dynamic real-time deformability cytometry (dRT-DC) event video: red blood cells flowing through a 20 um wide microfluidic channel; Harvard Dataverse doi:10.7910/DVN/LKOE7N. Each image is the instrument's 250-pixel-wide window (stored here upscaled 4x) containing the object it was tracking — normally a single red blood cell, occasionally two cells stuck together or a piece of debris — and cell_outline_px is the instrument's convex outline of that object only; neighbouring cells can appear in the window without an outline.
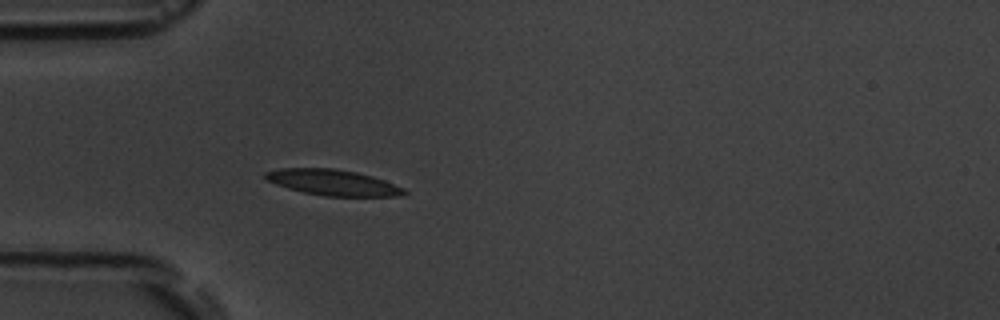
{"species": "common noctule bat (a hibernating species)", "species_latin": "Nyctalus noctula", "temperature_condition": "room temperature", "stored_images_in_passage": 5, "camera_frame_rate_fps": 3000, "um_per_image_px": 0.085, "animal": {"sex": "male", "body_mass_g": 19.5, "forearm_length_mm": 54.6}, "frame": {"image": 1, "passage_image": 5, "time_ms": 5.667, "image_size_px": [1000, 320], "cell_outline_px": [[408, 192], [400, 196], [324, 196], [304, 192], [288, 188], [276, 184], [268, 180], [264, 176], [264, 172], [280, 168], [332, 168], [356, 172], [372, 176], [384, 180], [404, 188]], "centroid_in_image_um": [28.3, 15.51], "position_along_channel_um": 56.7, "area_um2": 20.75}}